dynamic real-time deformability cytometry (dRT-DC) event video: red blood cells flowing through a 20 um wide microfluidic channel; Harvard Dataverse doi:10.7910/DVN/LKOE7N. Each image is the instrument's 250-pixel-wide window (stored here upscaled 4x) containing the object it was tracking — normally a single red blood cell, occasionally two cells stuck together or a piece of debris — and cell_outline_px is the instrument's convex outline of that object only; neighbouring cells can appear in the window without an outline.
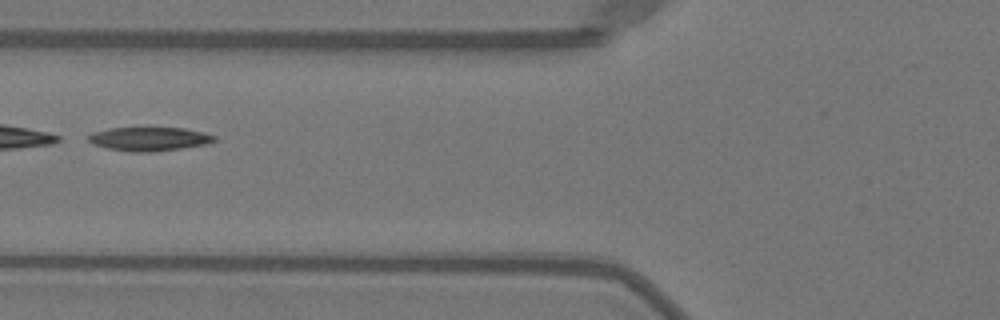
{"species": "Egyptian fruit bat (a non-hibernating species)", "species_latin": "Rousettus aegyptiacus", "temperature_condition": "warm", "stored_images_in_passage": 41, "segment_of_instrument_passage": [2, 2], "camera_frame_rate_fps": 3000, "um_per_image_px": 0.085, "animal": {"sex": "female"}, "frame": {"image": 1, "passage_image": 13, "time_ms": 4.0, "image_size_px": [1000, 320], "cell_outline_px": [[216, 140], [204, 144], [180, 148], [152, 152], [132, 152], [108, 148], [92, 144], [84, 136], [92, 132], [108, 128], [184, 128], [204, 132], [216, 136]], "centroid_in_image_um": [12.62, 11.8], "position_along_channel_um": 113.2, "area_um2": 17.46}}
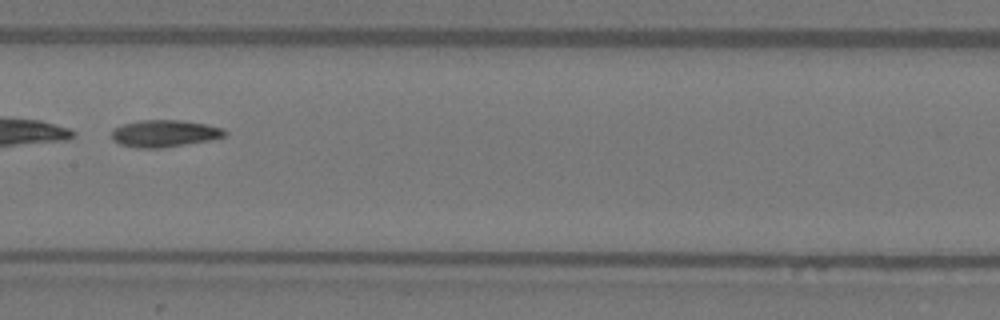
{"frame": {"image": 2, "passage_image": 19, "time_ms": 6.0, "image_size_px": [1000, 320], "cell_outline_px": [[228, 132], [224, 136], [208, 140], [160, 148], [136, 148], [120, 144], [112, 140], [112, 128], [124, 124], [140, 120], [180, 120], [204, 124], [224, 128]], "centroid_in_image_um": [13.94, 11.34], "position_along_channel_um": 193.5, "area_um2": 17.69}}
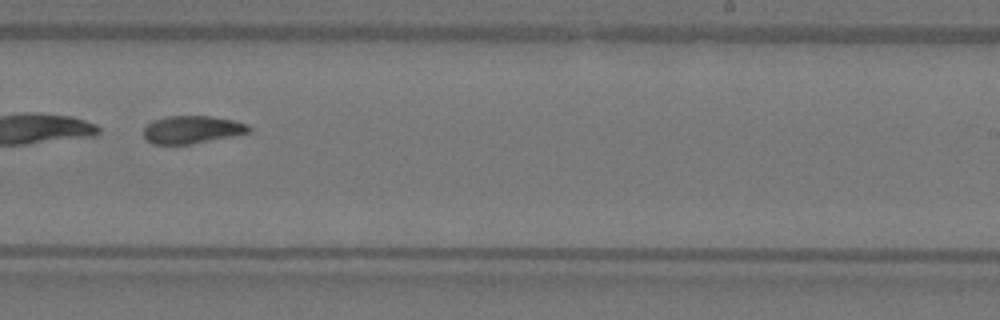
{"frame": {"image": 3, "passage_image": 25, "time_ms": 8.0, "image_size_px": [1000, 320], "cell_outline_px": [[252, 128], [248, 132], [232, 136], [192, 144], [152, 144], [144, 140], [144, 128], [152, 120], [168, 116], [208, 116], [232, 120], [248, 124]], "centroid_in_image_um": [16.28, 11.02], "position_along_channel_um": 272.7, "area_um2": 16.99}}